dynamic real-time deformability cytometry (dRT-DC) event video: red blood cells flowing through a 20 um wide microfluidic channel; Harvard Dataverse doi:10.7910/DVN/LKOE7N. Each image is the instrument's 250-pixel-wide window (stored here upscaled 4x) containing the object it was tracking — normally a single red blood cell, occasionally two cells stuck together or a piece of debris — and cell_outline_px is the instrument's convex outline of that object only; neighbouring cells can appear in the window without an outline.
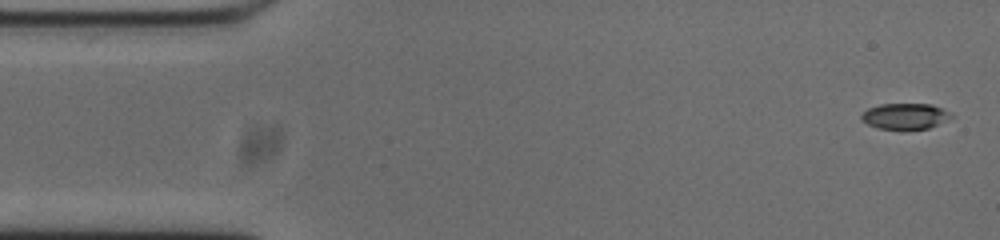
{"species": "common noctule bat (a hibernating species)", "species_latin": "Nyctalus noctula", "temperature_condition": "cold", "stored_images_in_passage": 53, "camera_frame_rate_fps": 3000, "um_per_image_px": 0.085, "animal": {"sex": "male", "body_mass_g": 20.0, "forearm_length_mm": 53.3}, "frame": {"image": 1, "passage_image": 1, "time_ms": 0.0, "image_size_px": [1000, 240], "cell_outline_px": [[952, 116], [928, 128], [876, 128], [860, 120], [860, 116], [868, 108], [880, 104], [932, 104], [952, 112]], "centroid_in_image_um": [76.9, 9.85], "position_along_channel_um": 8.1, "area_um2": 13.24}}
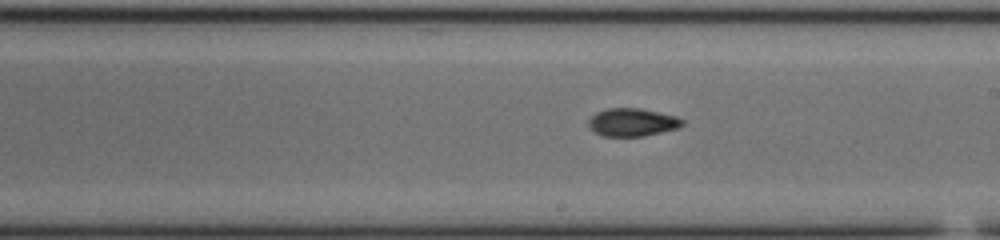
{"frame": {"image": 2, "passage_image": 28, "time_ms": 9.0, "image_size_px": [1000, 240], "cell_outline_px": [[684, 124], [676, 128], [644, 136], [604, 136], [596, 132], [588, 124], [588, 120], [596, 112], [608, 108], [640, 108], [676, 116], [684, 120]], "centroid_in_image_um": [53.75, 10.38], "position_along_channel_um": 235.3, "area_um2": 15.09}}
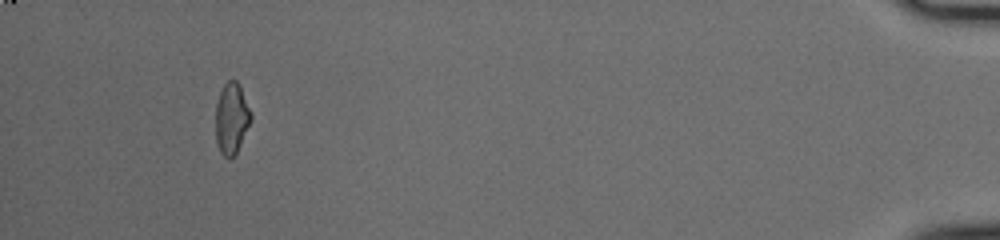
{"frame": {"image": 3, "passage_image": 49, "time_ms": 16.0, "image_size_px": [1000, 240], "cell_outline_px": [[252, 120], [236, 152], [228, 160], [220, 152], [216, 140], [216, 104], [220, 92], [224, 84], [228, 80], [236, 80], [252, 112]], "centroid_in_image_um": [19.69, 10.07], "position_along_channel_um": 415.5, "area_um2": 14.51}, "authors_computed_cell_mechanics": {"area_um2": 14.9702, "velocity_mm_per_s": 3.7492, "shape_relaxation_time_tau1_ms": 5.828, "shape_relaxation_time_tau2_ms": 4.8096, "deformation_change_tau1": 0.1645, "deformation_change_tau2": 0.0895}}